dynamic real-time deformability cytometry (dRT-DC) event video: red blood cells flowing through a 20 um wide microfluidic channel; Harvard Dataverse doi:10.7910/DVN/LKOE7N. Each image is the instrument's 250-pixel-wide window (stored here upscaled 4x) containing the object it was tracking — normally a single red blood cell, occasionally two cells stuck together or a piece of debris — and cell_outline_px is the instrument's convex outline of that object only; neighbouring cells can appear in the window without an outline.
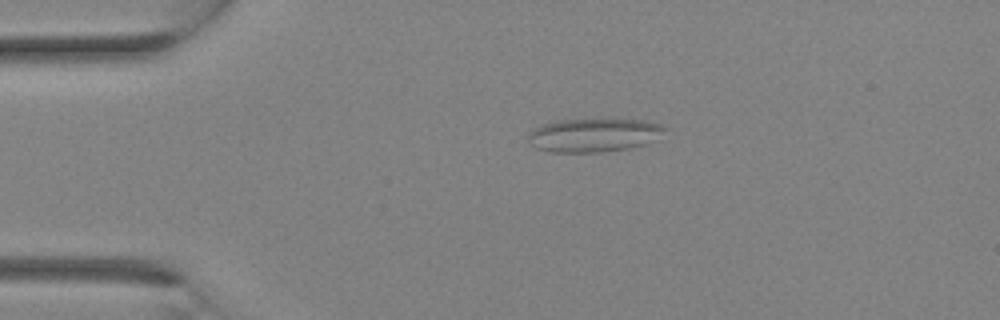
{"species": "Egyptian fruit bat (a non-hibernating species)", "species_latin": "Rousettus aegyptiacus", "temperature_condition": "room temperature", "stored_images_in_passage": 14, "camera_frame_rate_fps": 3000, "um_per_image_px": 0.085, "animal": {"sex": "female"}, "frame": {"image": 1, "passage_image": 1, "time_ms": 0.0, "image_size_px": [1000, 320], "cell_outline_px": [[668, 128], [644, 144], [628, 148], [600, 152], [548, 152], [536, 148], [528, 140], [528, 136], [536, 128], [544, 124], [556, 120], [612, 116], [644, 120], [660, 124]], "centroid_in_image_um": [50.47, 11.42], "position_along_channel_um": 34.5, "area_um2": 27.34}}
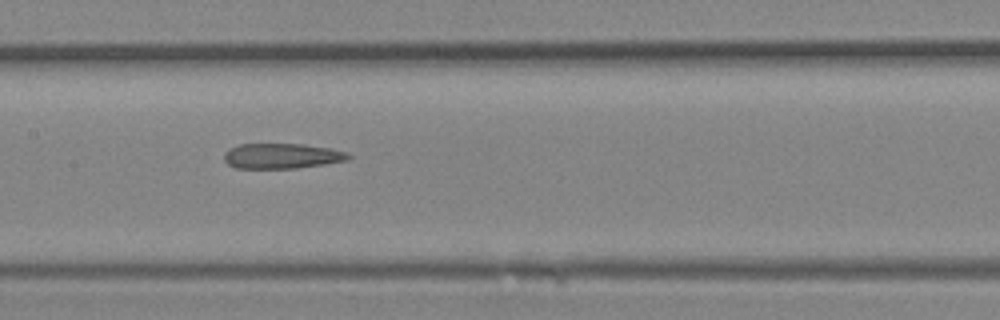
{"frame": {"image": 2, "passage_image": 9, "time_ms": 2.667, "image_size_px": [1000, 320], "cell_outline_px": [[352, 156], [348, 160], [324, 164], [296, 168], [236, 168], [228, 164], [224, 160], [224, 152], [228, 148], [240, 144], [304, 144], [332, 148], [348, 152]], "centroid_in_image_um": [23.97, 13.25], "position_along_channel_um": 183.4, "area_um2": 18.44}}
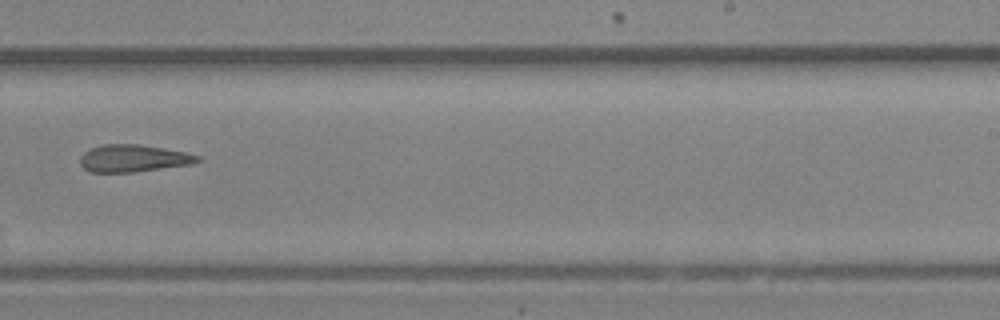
{"frame": {"image": 3, "passage_image": 13, "time_ms": 4.0, "image_size_px": [1000, 320], "cell_outline_px": [[204, 160], [192, 164], [132, 172], [92, 172], [84, 168], [80, 164], [80, 156], [84, 152], [92, 148], [104, 144], [136, 144], [164, 148], [184, 152], [200, 156]], "centroid_in_image_um": [11.35, 13.46], "position_along_channel_um": 277.6, "area_um2": 18.55}}